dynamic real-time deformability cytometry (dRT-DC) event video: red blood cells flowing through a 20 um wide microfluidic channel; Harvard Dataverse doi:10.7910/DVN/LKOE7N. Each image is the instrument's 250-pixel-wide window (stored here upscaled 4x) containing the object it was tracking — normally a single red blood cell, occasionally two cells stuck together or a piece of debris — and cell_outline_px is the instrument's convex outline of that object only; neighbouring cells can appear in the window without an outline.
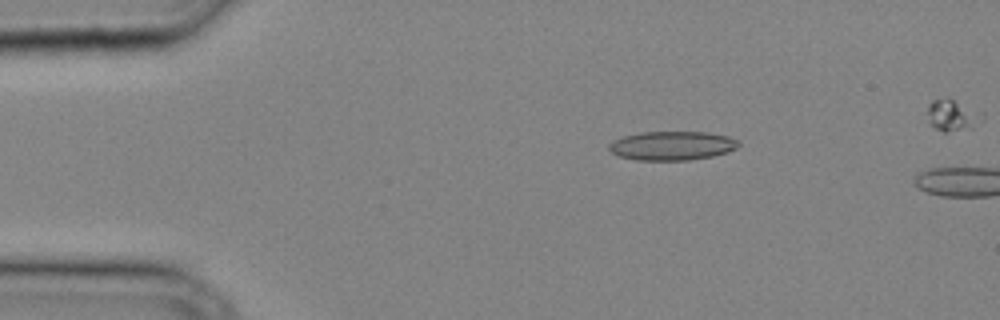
{"species": "common noctule bat (a hibernating species)", "species_latin": "Nyctalus noctula", "temperature_condition": "cold", "stored_images_in_passage": 10, "camera_frame_rate_fps": 3000, "um_per_image_px": 0.085, "animal": {"sex": "male", "body_mass_g": 20.4}, "frame": {"image": 1, "passage_image": 5, "time_ms": 1.333, "image_size_px": [1000, 320], "cell_outline_px": [[740, 144], [736, 148], [728, 152], [712, 156], [688, 160], [636, 160], [620, 156], [612, 152], [608, 148], [608, 144], [612, 140], [624, 136], [640, 132], [708, 132], [728, 136], [736, 140]], "centroid_in_image_um": [57.11, 12.38], "position_along_channel_um": 27.9, "area_um2": 21.85}}